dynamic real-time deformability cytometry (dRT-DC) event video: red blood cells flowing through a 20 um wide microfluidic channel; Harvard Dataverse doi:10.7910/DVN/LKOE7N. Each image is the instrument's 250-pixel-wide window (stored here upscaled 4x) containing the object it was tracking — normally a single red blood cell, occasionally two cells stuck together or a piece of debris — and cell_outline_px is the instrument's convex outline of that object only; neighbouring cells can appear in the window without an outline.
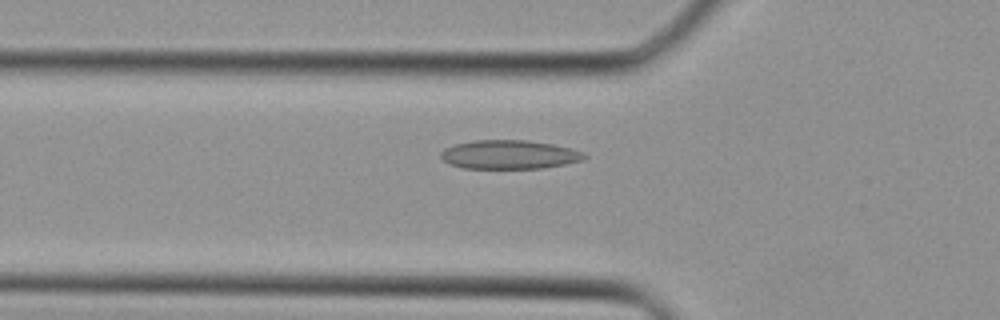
{"species": "Egyptian fruit bat (a non-hibernating species)", "species_latin": "Rousettus aegyptiacus", "temperature_condition": "cold", "stored_images_in_passage": 37, "camera_frame_rate_fps": 3000, "um_per_image_px": 0.085, "animal": {"sex": "female"}, "frame": {"image": 1, "passage_image": 11, "time_ms": 3.333, "image_size_px": [1000, 320], "cell_outline_px": [[588, 156], [584, 160], [564, 164], [540, 168], [464, 168], [448, 164], [440, 156], [440, 152], [444, 148], [456, 144], [476, 140], [528, 140], [552, 144], [572, 148], [584, 152]], "centroid_in_image_um": [43.3, 13.13], "position_along_channel_um": 82.5, "area_um2": 24.16}}
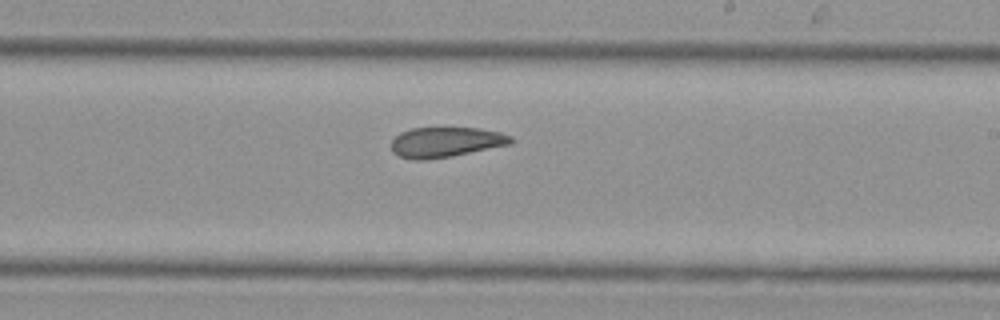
{"frame": {"image": 2, "passage_image": 21, "time_ms": 6.667, "image_size_px": [1000, 320], "cell_outline_px": [[512, 144], [452, 156], [428, 160], [412, 160], [400, 156], [392, 152], [392, 140], [400, 132], [412, 128], [476, 128], [500, 132], [512, 136]], "centroid_in_image_um": [37.88, 12.09], "position_along_channel_um": 251.1, "area_um2": 21.04}}
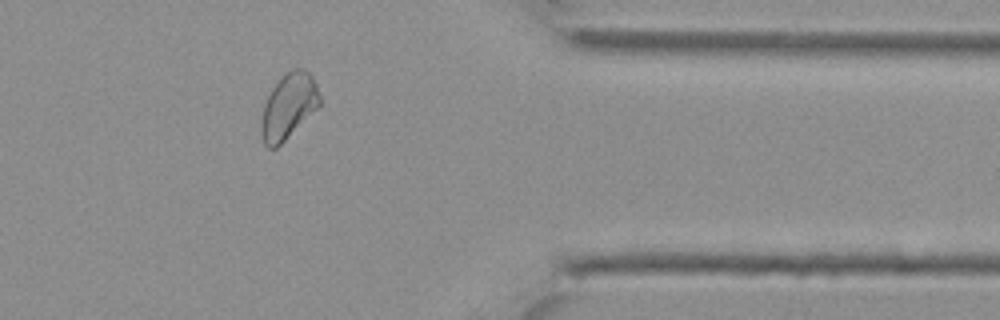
{"frame": {"image": 3, "passage_image": 30, "time_ms": 9.667, "image_size_px": [1000, 320], "cell_outline_px": [[320, 104], [276, 148], [268, 148], [264, 144], [260, 132], [260, 124], [264, 104], [276, 80], [292, 68], [304, 68], [312, 76], [316, 84], [320, 96]], "centroid_in_image_um": [24.49, 9.0], "position_along_channel_um": 386.9, "area_um2": 22.02}}